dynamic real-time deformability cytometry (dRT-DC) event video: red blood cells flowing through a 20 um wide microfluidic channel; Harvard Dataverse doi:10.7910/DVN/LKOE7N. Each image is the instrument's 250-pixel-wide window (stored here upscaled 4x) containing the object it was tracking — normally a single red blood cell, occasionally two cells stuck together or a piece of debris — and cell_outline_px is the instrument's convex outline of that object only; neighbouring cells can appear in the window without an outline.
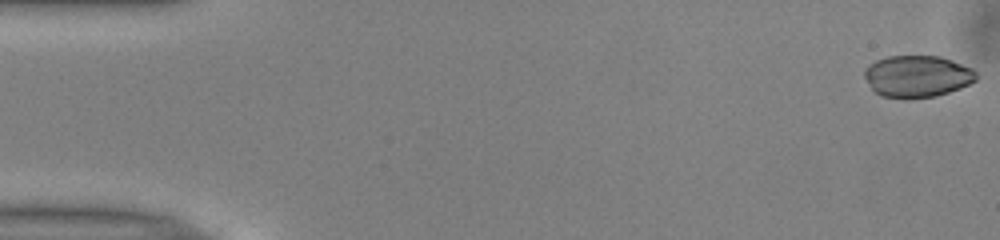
{"species": "common noctule bat (a hibernating species)", "species_latin": "Nyctalus noctula", "temperature_condition": "warm", "stored_images_in_passage": 42, "camera_frame_rate_fps": 3000, "um_per_image_px": 0.085, "animal": {"sex": "male", "body_mass_g": 13.0, "forearm_length_mm": 53.1}, "frame": {"image": 1, "passage_image": 1, "time_ms": 0.0, "image_size_px": [1000, 240], "cell_outline_px": [[976, 80], [960, 88], [936, 96], [880, 96], [872, 88], [864, 76], [864, 68], [868, 64], [876, 60], [888, 56], [940, 56], [952, 60], [972, 68], [976, 72]], "centroid_in_image_um": [77.96, 6.44], "position_along_channel_um": 7.0, "area_um2": 26.7}}
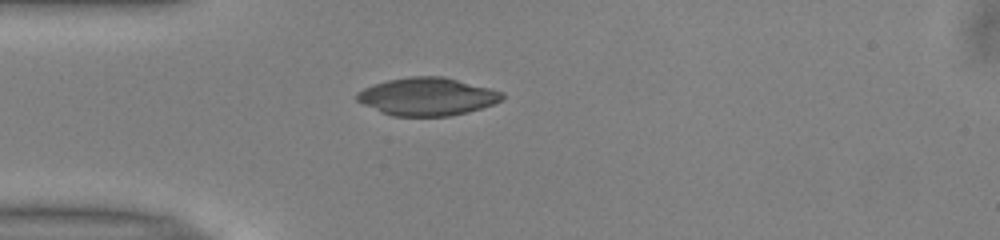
{"frame": {"image": 2, "passage_image": 14, "time_ms": 4.333, "image_size_px": [1000, 240], "cell_outline_px": [[504, 96], [500, 100], [492, 104], [468, 112], [448, 116], [392, 116], [380, 112], [356, 100], [356, 92], [372, 84], [388, 80], [412, 76], [444, 76], [492, 88], [504, 92]], "centroid_in_image_um": [36.31, 8.2], "position_along_channel_um": 48.7, "area_um2": 32.14}}
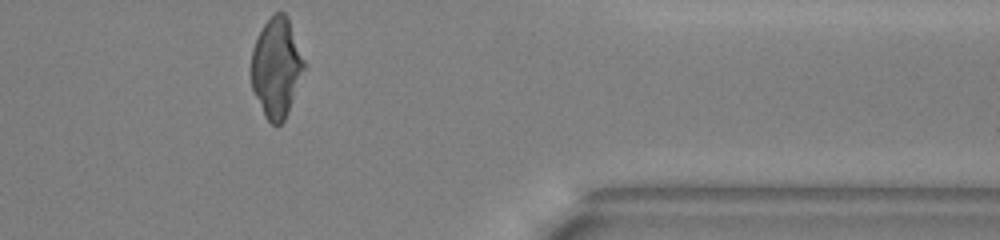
{"frame": {"image": 3, "passage_image": 42, "time_ms": 13.667, "image_size_px": [1000, 240], "cell_outline_px": [[308, 64], [288, 112], [284, 120], [276, 128], [264, 116], [252, 88], [252, 48], [264, 24], [276, 12], [284, 12], [288, 16]], "centroid_in_image_um": [23.55, 5.75], "position_along_channel_um": 387.8, "area_um2": 31.1}}